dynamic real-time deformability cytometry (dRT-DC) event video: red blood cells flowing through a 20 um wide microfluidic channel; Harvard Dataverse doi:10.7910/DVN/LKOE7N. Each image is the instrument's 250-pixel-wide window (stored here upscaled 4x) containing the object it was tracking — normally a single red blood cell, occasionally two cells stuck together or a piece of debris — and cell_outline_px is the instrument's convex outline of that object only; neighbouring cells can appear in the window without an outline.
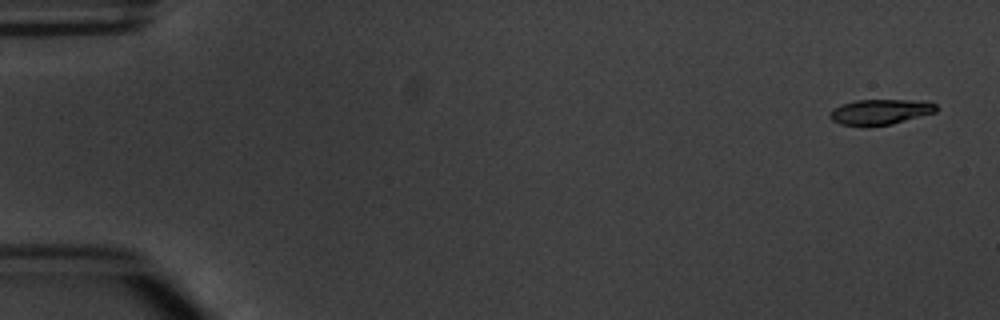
{"species": "common noctule bat (a hibernating species)", "species_latin": "Nyctalus noctula", "temperature_condition": "warm", "stored_images_in_passage": 5, "camera_frame_rate_fps": 3000, "um_per_image_px": 0.085, "animal": {"sex": "male", "body_mass_g": 20.1, "forearm_length_mm": 53.5}, "frame": {"image": 1, "passage_image": 1, "time_ms": 0.0, "image_size_px": [1000, 320], "cell_outline_px": [[940, 108], [936, 112], [892, 124], [840, 124], [832, 120], [828, 116], [828, 112], [832, 108], [840, 104], [856, 100], [924, 100], [936, 104]], "centroid_in_image_um": [74.84, 9.47], "position_along_channel_um": 10.2, "area_um2": 15.61}}
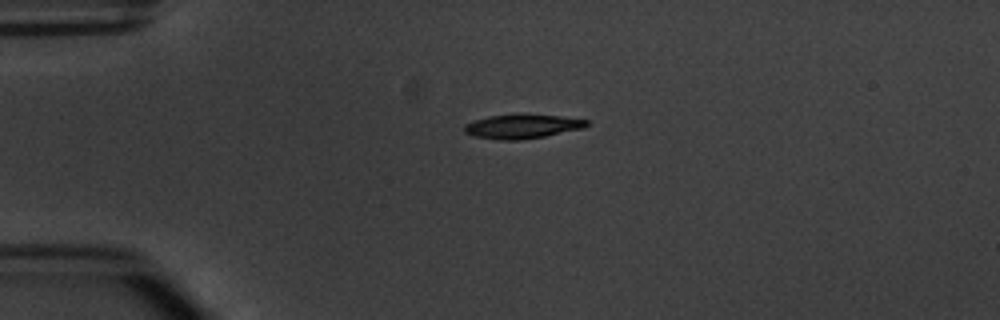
{"frame": {"image": 2, "passage_image": 4, "time_ms": 3.667, "image_size_px": [1000, 320], "cell_outline_px": [[588, 124], [584, 128], [544, 136], [520, 140], [500, 140], [472, 136], [464, 132], [464, 124], [488, 116], [560, 116], [588, 120]], "centroid_in_image_um": [44.36, 10.78], "position_along_channel_um": 40.6, "area_um2": 16.59}}